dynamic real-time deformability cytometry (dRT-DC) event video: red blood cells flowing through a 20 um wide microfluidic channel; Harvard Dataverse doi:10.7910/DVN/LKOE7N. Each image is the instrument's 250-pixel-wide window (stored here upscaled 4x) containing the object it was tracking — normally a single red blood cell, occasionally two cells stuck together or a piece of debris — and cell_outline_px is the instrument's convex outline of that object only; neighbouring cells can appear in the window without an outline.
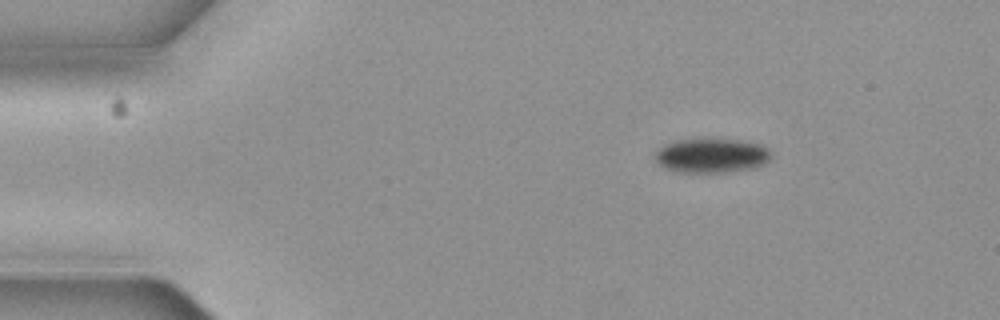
{"species": "common noctule bat (a hibernating species)", "species_latin": "Nyctalus noctula", "temperature_condition": "cold", "stored_images_in_passage": 4, "camera_frame_rate_fps": 3000, "um_per_image_px": 0.085, "animal": {"sex": "female", "body_mass_g": 19.3, "forearm_length_mm": 54.1}, "frame": {"image": 1, "passage_image": 1, "time_ms": 0.0, "image_size_px": [1000, 320], "cell_outline_px": [[772, 156], [764, 164], [752, 168], [728, 172], [676, 172], [664, 168], [656, 164], [656, 152], [664, 144], [676, 140], [704, 136], [736, 140], [760, 144], [768, 148], [772, 152]], "centroid_in_image_um": [60.46, 13.19], "position_along_channel_um": 24.5, "area_um2": 23.99}}